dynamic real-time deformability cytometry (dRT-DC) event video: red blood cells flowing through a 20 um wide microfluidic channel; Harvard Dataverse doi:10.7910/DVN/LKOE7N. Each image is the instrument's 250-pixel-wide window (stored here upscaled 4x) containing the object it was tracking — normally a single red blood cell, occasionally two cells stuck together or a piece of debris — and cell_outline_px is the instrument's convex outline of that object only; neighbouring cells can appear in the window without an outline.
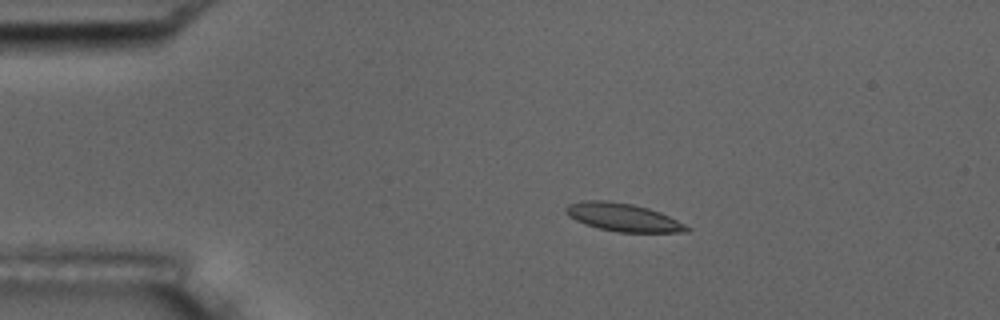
{"species": "common noctule bat (a hibernating species)", "species_latin": "Nyctalus noctula", "temperature_condition": "room temperature", "stored_images_in_passage": 14, "camera_frame_rate_fps": 3000, "um_per_image_px": 0.085, "animal": {"sex": "male", "body_mass_g": 17.5, "forearm_length_mm": 52.3}, "frame": {"image": 1, "passage_image": 3, "time_ms": 2.333, "image_size_px": [1000, 320], "cell_outline_px": [[692, 228], [688, 232], [620, 232], [600, 228], [584, 224], [568, 216], [564, 212], [564, 208], [568, 204], [584, 200], [608, 200], [632, 204], [648, 208], [660, 212]], "centroid_in_image_um": [52.93, 18.46], "position_along_channel_um": 32.1, "area_um2": 19.71}}
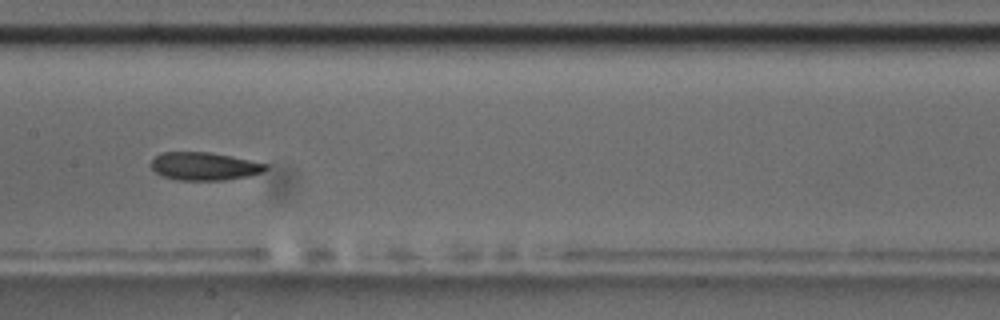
{"frame": {"image": 2, "passage_image": 7, "time_ms": 8.0, "image_size_px": [1000, 320], "cell_outline_px": [[268, 168], [264, 172], [248, 176], [224, 180], [176, 180], [160, 176], [148, 164], [160, 152], [208, 152], [232, 156], [268, 164]], "centroid_in_image_um": [17.35, 14.13], "position_along_channel_um": 190.1, "area_um2": 18.9}}
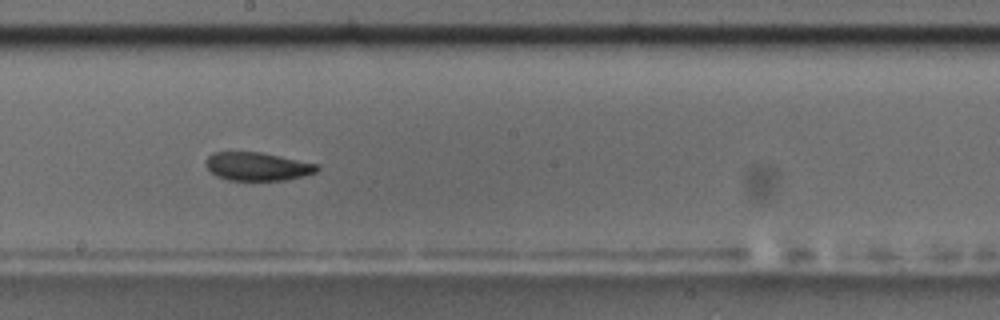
{"frame": {"image": 3, "passage_image": 8, "time_ms": 9.0, "image_size_px": [1000, 320], "cell_outline_px": [[320, 168], [316, 172], [304, 176], [284, 180], [228, 180], [216, 176], [204, 164], [208, 156], [212, 152], [260, 152], [320, 164]], "centroid_in_image_um": [21.9, 14.14], "position_along_channel_um": 226.3, "area_um2": 18.44}, "authors_computed_cell_mechanics": {"area_um2": 19.1029, "velocity_mm_per_s": 3.6518, "shape_relaxation_time_tau1_ms": null, "shape_relaxation_time_tau2_ms": 2.9378, "deformation_change_tau1": null, "deformation_change_tau2": 0.0595}}